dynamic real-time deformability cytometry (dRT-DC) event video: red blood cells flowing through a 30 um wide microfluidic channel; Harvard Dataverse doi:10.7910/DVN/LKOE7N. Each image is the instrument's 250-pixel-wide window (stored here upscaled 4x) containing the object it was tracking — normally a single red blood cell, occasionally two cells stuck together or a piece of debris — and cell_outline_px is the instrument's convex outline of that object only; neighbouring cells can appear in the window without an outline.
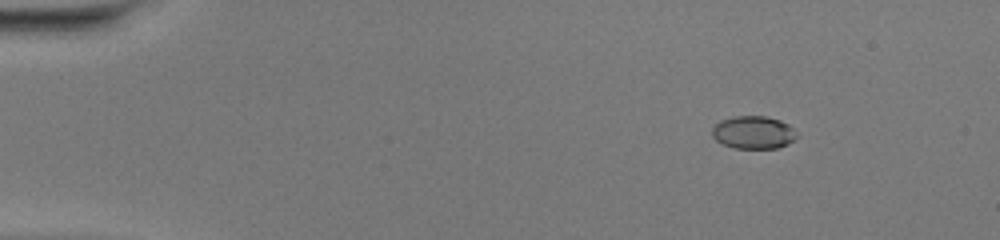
{"species": "common noctule bat (a hibernating species)", "species_latin": "Nyctalus noctula", "temperature_condition": "warm", "stored_images_in_passage": 50, "camera_frame_rate_fps": 3000, "um_per_image_px": 0.085, "animal": {"sex": "female", "body_mass_g": 20.0, "forearm_length_mm": 54.0}, "frame": {"image": 1, "passage_image": 7, "time_ms": 2.0, "image_size_px": [1000, 240], "cell_outline_px": [[800, 136], [788, 144], [776, 148], [736, 148], [724, 144], [716, 140], [712, 136], [712, 128], [720, 120], [732, 116], [764, 116], [780, 120], [788, 124]], "centroid_in_image_um": [64.05, 11.25], "position_along_channel_um": 20.9, "area_um2": 16.24}}
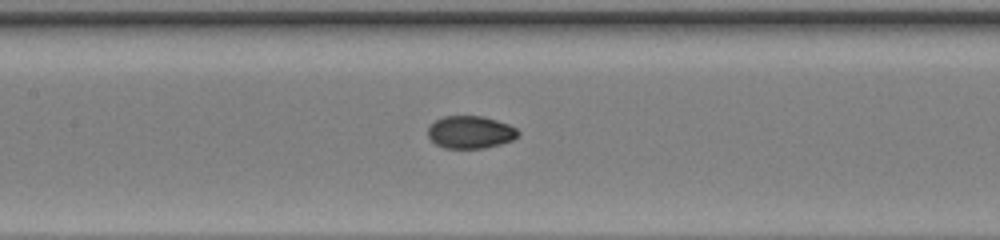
{"frame": {"image": 2, "passage_image": 25, "time_ms": 8.0, "image_size_px": [1000, 240], "cell_outline_px": [[520, 132], [512, 140], [500, 144], [484, 148], [444, 148], [436, 144], [428, 136], [428, 128], [436, 120], [444, 116], [484, 116], [508, 124], [516, 128]], "centroid_in_image_um": [39.98, 11.23], "position_along_channel_um": 167.4, "area_um2": 16.99}}
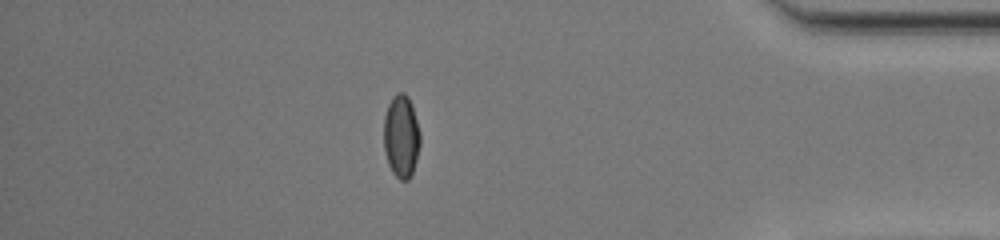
{"frame": {"image": 3, "passage_image": 44, "time_ms": 14.333, "image_size_px": [1000, 240], "cell_outline_px": [[420, 144], [416, 160], [412, 172], [408, 180], [400, 180], [392, 172], [388, 164], [384, 152], [384, 116], [388, 104], [392, 96], [396, 92], [404, 92], [408, 96], [420, 132]], "centroid_in_image_um": [34.09, 11.58], "position_along_channel_um": 401.1, "area_um2": 17.57}}